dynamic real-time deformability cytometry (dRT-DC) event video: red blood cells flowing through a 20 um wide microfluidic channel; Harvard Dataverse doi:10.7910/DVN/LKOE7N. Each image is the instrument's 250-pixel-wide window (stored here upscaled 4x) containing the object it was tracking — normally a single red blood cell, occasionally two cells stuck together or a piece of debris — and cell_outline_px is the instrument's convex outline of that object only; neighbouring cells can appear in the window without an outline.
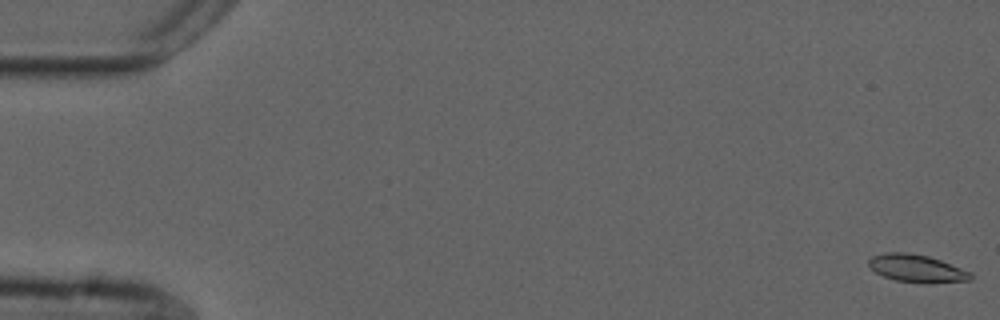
{"species": "common noctule bat (a hibernating species)", "species_latin": "Nyctalus noctula", "temperature_condition": "cold", "stored_images_in_passage": 55, "camera_frame_rate_fps": 3000, "um_per_image_px": 0.085, "animal": {"sex": "male", "forearm_length_mm": 52.5}, "frame": {"image": 1, "passage_image": 1, "time_ms": 0.0, "image_size_px": [1000, 320], "cell_outline_px": [[972, 280], [932, 284], [928, 284], [896, 280], [884, 276], [876, 272], [868, 264], [868, 260], [872, 256], [884, 252], [908, 252], [928, 256], [940, 260], [972, 272]], "centroid_in_image_um": [77.95, 22.82], "position_along_channel_um": 7.0, "area_um2": 16.59}}
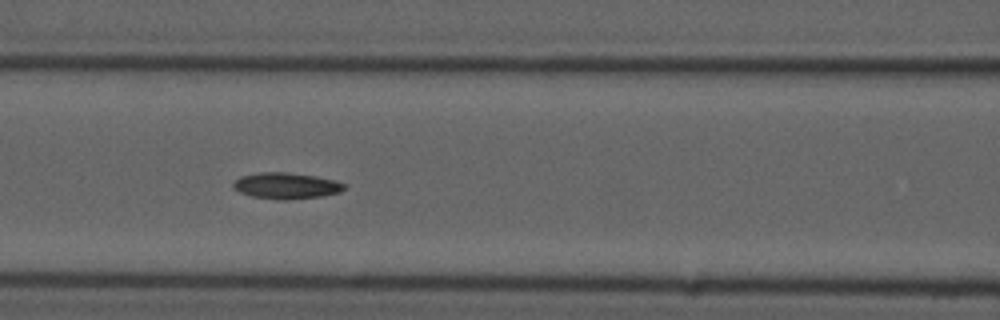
{"frame": {"image": 2, "passage_image": 24, "time_ms": 7.667, "image_size_px": [1000, 320], "cell_outline_px": [[344, 188], [340, 192], [320, 196], [288, 200], [280, 200], [252, 196], [240, 192], [232, 188], [232, 184], [240, 176], [260, 172], [288, 172], [316, 176], [332, 180], [344, 184]], "centroid_in_image_um": [24.28, 15.78], "position_along_channel_um": 142.3, "area_um2": 16.82}}
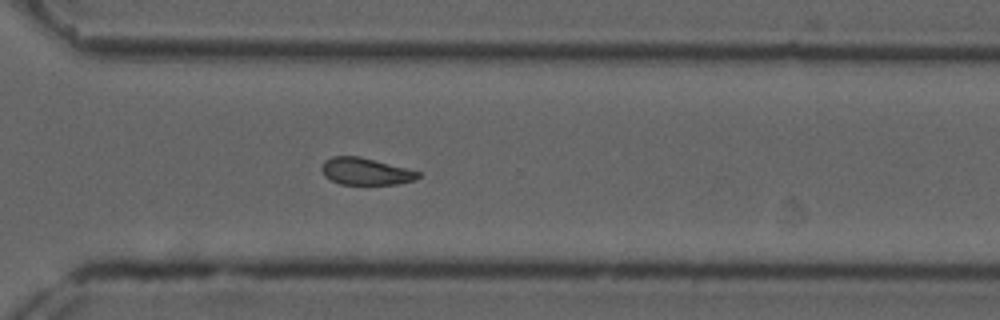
{"frame": {"image": 3, "passage_image": 40, "time_ms": 13.0, "image_size_px": [1000, 320], "cell_outline_px": [[420, 176], [416, 180], [396, 184], [340, 184], [324, 176], [320, 168], [324, 160], [332, 156], [360, 156], [420, 172]], "centroid_in_image_um": [31.05, 14.56], "position_along_channel_um": 339.6, "area_um2": 15.14}, "authors_computed_cell_mechanics": {"area_um2": 16.1262, "velocity_mm_per_s": 3.7068, "shape_relaxation_time_tau1_ms": 6.9008, "shape_relaxation_time_tau2_ms": 11.0585, "deformation_change_tau1": 0.1442, "deformation_change_tau2": 0.1571}}